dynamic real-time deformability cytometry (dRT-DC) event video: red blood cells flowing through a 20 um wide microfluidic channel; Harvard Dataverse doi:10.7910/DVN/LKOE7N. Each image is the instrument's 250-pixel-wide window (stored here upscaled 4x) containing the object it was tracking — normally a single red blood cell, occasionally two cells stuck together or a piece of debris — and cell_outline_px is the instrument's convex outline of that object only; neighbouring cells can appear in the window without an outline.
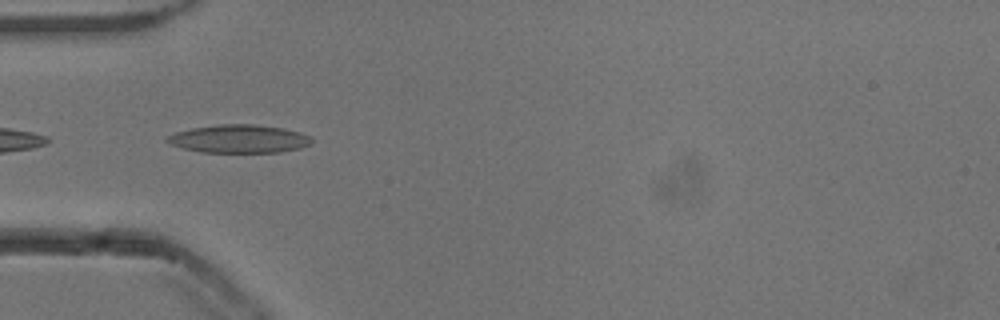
{"species": "common noctule bat (a hibernating species)", "species_latin": "Nyctalus noctula", "temperature_condition": "cold", "stored_images_in_passage": 4, "camera_frame_rate_fps": 3000, "um_per_image_px": 0.085, "animal": {"sex": "male", "body_mass_g": 13.3}, "frame": {"image": 1, "passage_image": 1, "time_ms": 0.0, "image_size_px": [1000, 320], "cell_outline_px": [[312, 144], [300, 148], [280, 152], [200, 152], [184, 148], [172, 144], [164, 140], [168, 136], [176, 132], [192, 128], [220, 124], [252, 124], [280, 128], [300, 132], [312, 136]], "centroid_in_image_um": [20.35, 11.8], "position_along_channel_um": 64.6, "area_um2": 23.58}}